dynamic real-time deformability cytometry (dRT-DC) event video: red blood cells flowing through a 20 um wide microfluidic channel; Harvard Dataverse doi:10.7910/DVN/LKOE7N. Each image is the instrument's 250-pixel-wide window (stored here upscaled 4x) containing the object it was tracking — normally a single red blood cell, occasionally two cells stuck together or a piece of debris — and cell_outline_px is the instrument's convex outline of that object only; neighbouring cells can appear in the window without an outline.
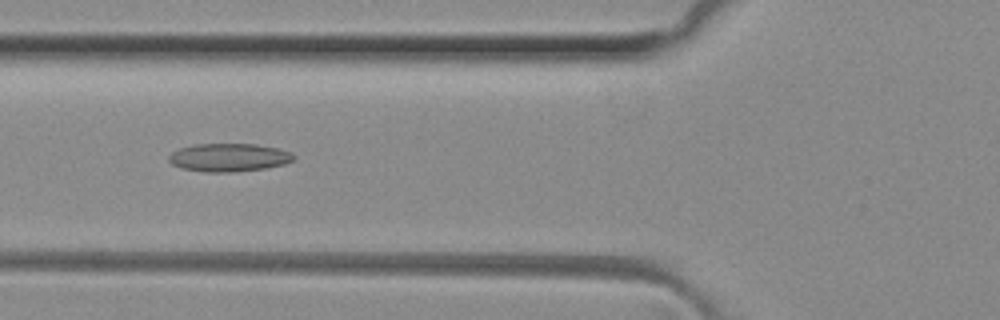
{"species": "common noctule bat (a hibernating species)", "species_latin": "Nyctalus noctula", "temperature_condition": "room temperature", "stored_images_in_passage": 46, "camera_frame_rate_fps": 3000, "um_per_image_px": 0.085, "animal": {"sex": "female", "body_mass_g": 29.2, "forearm_length_mm": 56.3}, "frame": {"image": 1, "passage_image": 19, "time_ms": 6.0, "image_size_px": [1000, 320], "cell_outline_px": [[296, 156], [292, 160], [284, 164], [264, 168], [232, 172], [204, 172], [184, 168], [172, 164], [168, 160], [168, 156], [172, 152], [180, 148], [192, 144], [256, 144], [276, 148], [292, 152]], "centroid_in_image_um": [19.44, 13.38], "position_along_channel_um": 106.4, "area_um2": 20.4}}
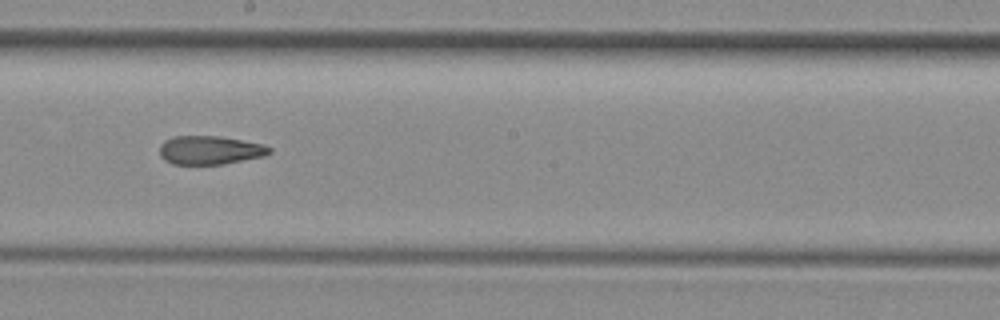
{"frame": {"image": 2, "passage_image": 28, "time_ms": 9.0, "image_size_px": [1000, 320], "cell_outline_px": [[272, 152], [264, 156], [224, 164], [172, 164], [164, 160], [160, 156], [160, 144], [164, 140], [172, 136], [220, 136], [264, 144], [272, 148]], "centroid_in_image_um": [17.84, 12.76], "position_along_channel_um": 230.4, "area_um2": 18.5}}
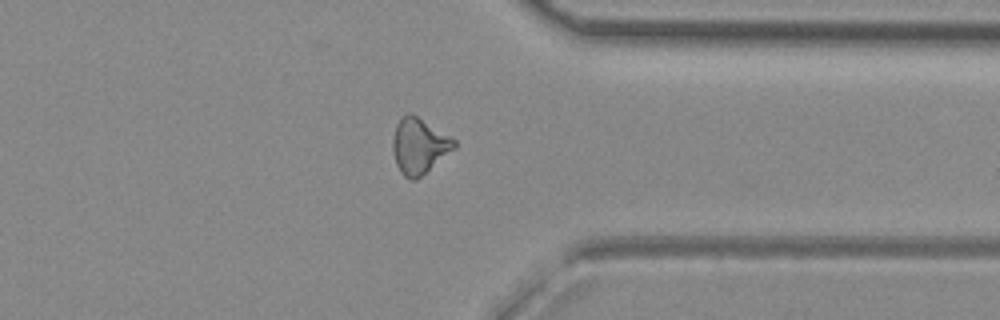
{"frame": {"image": 3, "passage_image": 39, "time_ms": 12.667, "image_size_px": [1000, 320], "cell_outline_px": [[456, 148], [416, 180], [412, 180], [404, 176], [400, 172], [396, 164], [392, 152], [392, 140], [396, 124], [408, 112], [416, 116], [456, 140]], "centroid_in_image_um": [35.61, 12.43], "position_along_channel_um": 375.8, "area_um2": 19.71}}